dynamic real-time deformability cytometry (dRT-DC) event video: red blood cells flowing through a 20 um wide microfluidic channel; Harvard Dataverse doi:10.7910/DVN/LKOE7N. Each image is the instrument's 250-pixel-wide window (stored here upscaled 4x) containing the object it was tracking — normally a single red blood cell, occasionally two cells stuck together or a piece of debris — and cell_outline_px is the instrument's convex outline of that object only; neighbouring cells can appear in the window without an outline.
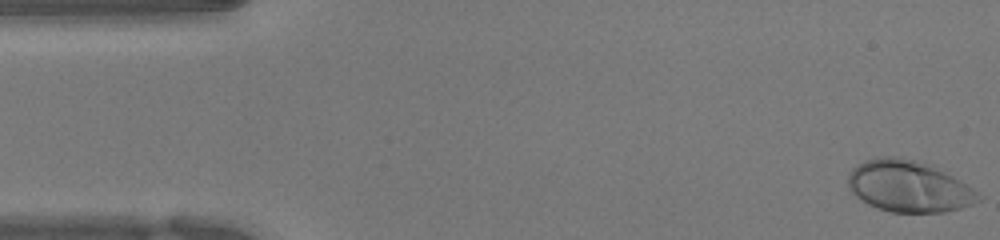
{"species": "human", "species_latin": "Homo sapiens", "temperature_condition": "warm", "stored_images_in_passage": 50, "camera_frame_rate_fps": 3000, "um_per_image_px": 0.085, "donor": {"sex": "female"}, "frame": {"image": 1, "passage_image": 1, "time_ms": 0.0, "image_size_px": [1000, 240], "cell_outline_px": [[984, 196], [980, 200], [972, 204], [960, 208], [944, 212], [892, 212], [876, 208], [868, 204], [856, 196], [848, 188], [848, 172], [852, 168], [864, 160], [880, 156], [900, 156], [932, 164], [968, 184]], "centroid_in_image_um": [77.26, 15.82], "position_along_channel_um": 7.7, "area_um2": 39.65}}
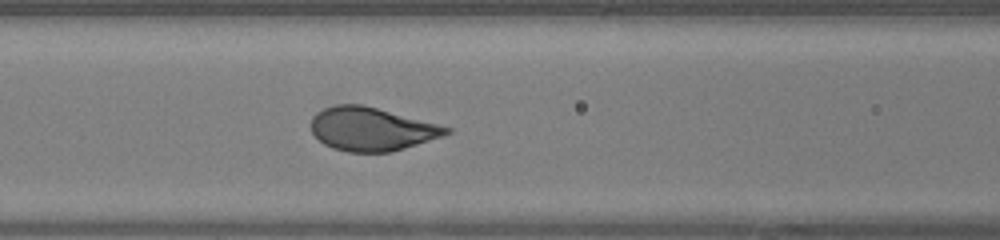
{"frame": {"image": 2, "passage_image": 20, "time_ms": 6.333, "image_size_px": [1000, 240], "cell_outline_px": [[452, 132], [444, 136], [404, 148], [388, 152], [348, 152], [332, 148], [324, 144], [312, 132], [312, 116], [316, 112], [324, 108], [336, 104], [360, 104], [376, 108], [452, 128]], "centroid_in_image_um": [31.57, 10.97], "position_along_channel_um": 135.0, "area_um2": 33.87}}
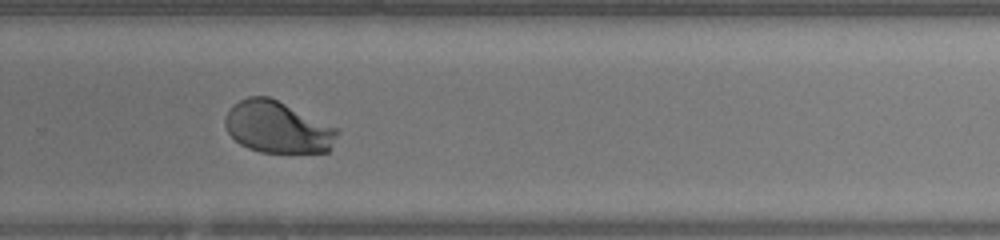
{"frame": {"image": 3, "passage_image": 33, "time_ms": 10.667, "image_size_px": [1000, 240], "cell_outline_px": [[340, 132], [332, 148], [328, 152], [260, 152], [248, 148], [240, 144], [228, 132], [224, 124], [224, 116], [232, 104], [248, 96], [268, 96], [340, 128]], "centroid_in_image_um": [23.62, 10.81], "position_along_channel_um": 306.2, "area_um2": 34.16}, "authors_computed_cell_mechanics": {"area_um2": 34.969, "velocity_mm_per_s": 3.962, "shape_relaxation_time_tau1_ms": 2.3826, "shape_relaxation_time_tau2_ms": null, "deformation_change_tau1": 0.1775, "deformation_change_tau2": null}}